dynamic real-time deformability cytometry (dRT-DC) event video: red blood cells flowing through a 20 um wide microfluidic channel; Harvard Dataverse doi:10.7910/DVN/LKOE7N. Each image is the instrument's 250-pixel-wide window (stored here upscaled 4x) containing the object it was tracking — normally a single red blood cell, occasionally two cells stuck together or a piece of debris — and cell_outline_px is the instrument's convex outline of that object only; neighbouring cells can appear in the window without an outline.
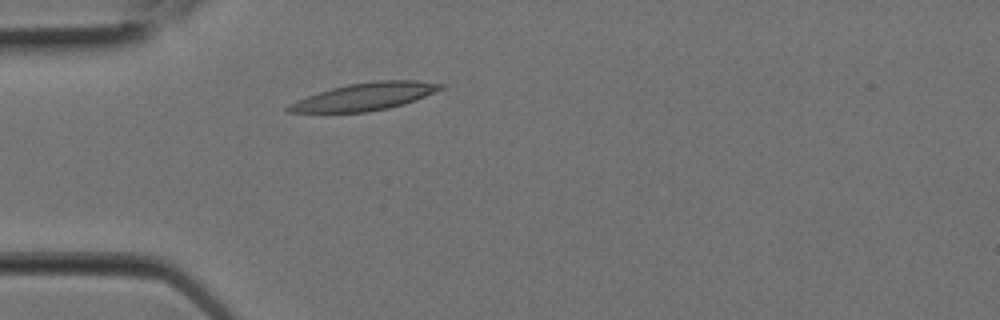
{"species": "Egyptian fruit bat (a non-hibernating species)", "species_latin": "Rousettus aegyptiacus", "temperature_condition": "room temperature", "stored_images_in_passage": 4, "camera_frame_rate_fps": 3000, "um_per_image_px": 0.085, "animal": {"sex": "female"}, "frame": {"image": 1, "passage_image": 1, "time_ms": 0.0, "image_size_px": [1000, 320], "cell_outline_px": [[444, 88], [404, 104], [388, 108], [368, 112], [284, 112], [284, 108], [288, 104], [296, 100], [332, 88], [348, 84], [376, 80], [416, 80], [444, 84]], "centroid_in_image_um": [30.98, 8.21], "position_along_channel_um": 54.0, "area_um2": 24.22}}
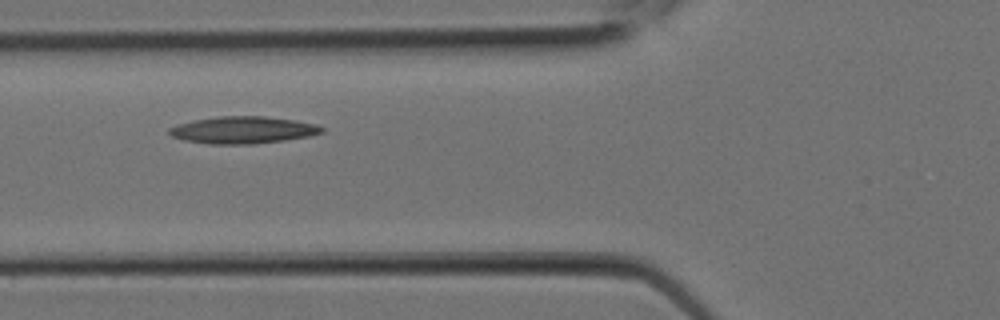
{"frame": {"image": 2, "passage_image": 3, "time_ms": 0.667, "image_size_px": [1000, 320], "cell_outline_px": [[324, 132], [308, 136], [284, 140], [252, 144], [208, 144], [184, 140], [172, 136], [168, 132], [168, 128], [176, 124], [216, 116], [264, 116], [296, 120], [316, 124], [324, 128]], "centroid_in_image_um": [20.64, 11.04], "position_along_channel_um": 105.2, "area_um2": 24.1}}